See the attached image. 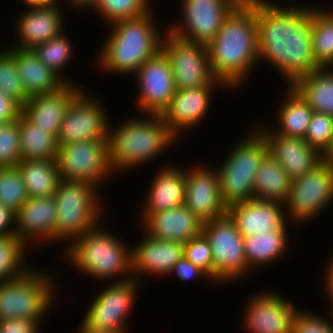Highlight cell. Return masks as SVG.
<instances>
[{
	"instance_id": "6da1fadb",
	"label": "cell",
	"mask_w": 333,
	"mask_h": 333,
	"mask_svg": "<svg viewBox=\"0 0 333 333\" xmlns=\"http://www.w3.org/2000/svg\"><path fill=\"white\" fill-rule=\"evenodd\" d=\"M277 1L257 0L259 61L270 63L291 86L320 69L312 53L311 7H285Z\"/></svg>"
},
{
	"instance_id": "7a4b0ae2",
	"label": "cell",
	"mask_w": 333,
	"mask_h": 333,
	"mask_svg": "<svg viewBox=\"0 0 333 333\" xmlns=\"http://www.w3.org/2000/svg\"><path fill=\"white\" fill-rule=\"evenodd\" d=\"M211 70L227 88L246 84L259 62L257 0H243L206 45Z\"/></svg>"
},
{
	"instance_id": "3957f363",
	"label": "cell",
	"mask_w": 333,
	"mask_h": 333,
	"mask_svg": "<svg viewBox=\"0 0 333 333\" xmlns=\"http://www.w3.org/2000/svg\"><path fill=\"white\" fill-rule=\"evenodd\" d=\"M153 11L109 25L111 31L98 51L96 61L101 70L112 74H135L145 61L161 50L165 32L157 29L158 21H155Z\"/></svg>"
},
{
	"instance_id": "277c9868",
	"label": "cell",
	"mask_w": 333,
	"mask_h": 333,
	"mask_svg": "<svg viewBox=\"0 0 333 333\" xmlns=\"http://www.w3.org/2000/svg\"><path fill=\"white\" fill-rule=\"evenodd\" d=\"M110 123L108 132L109 164L113 173L126 172L150 163L178 140L168 129L160 114ZM147 118V119H146ZM115 127V128H113Z\"/></svg>"
},
{
	"instance_id": "5b68a950",
	"label": "cell",
	"mask_w": 333,
	"mask_h": 333,
	"mask_svg": "<svg viewBox=\"0 0 333 333\" xmlns=\"http://www.w3.org/2000/svg\"><path fill=\"white\" fill-rule=\"evenodd\" d=\"M124 241L103 228V224L97 225L68 243L64 258L77 272L92 279L126 280L133 277L132 248Z\"/></svg>"
},
{
	"instance_id": "8992f818",
	"label": "cell",
	"mask_w": 333,
	"mask_h": 333,
	"mask_svg": "<svg viewBox=\"0 0 333 333\" xmlns=\"http://www.w3.org/2000/svg\"><path fill=\"white\" fill-rule=\"evenodd\" d=\"M98 191L87 182H59L54 194L57 205L54 242L71 243L103 222L104 207Z\"/></svg>"
},
{
	"instance_id": "52a82bcc",
	"label": "cell",
	"mask_w": 333,
	"mask_h": 333,
	"mask_svg": "<svg viewBox=\"0 0 333 333\" xmlns=\"http://www.w3.org/2000/svg\"><path fill=\"white\" fill-rule=\"evenodd\" d=\"M251 129L230 149L218 169L221 197L227 207L254 199L255 175L268 147L262 134Z\"/></svg>"
},
{
	"instance_id": "ba28073f",
	"label": "cell",
	"mask_w": 333,
	"mask_h": 333,
	"mask_svg": "<svg viewBox=\"0 0 333 333\" xmlns=\"http://www.w3.org/2000/svg\"><path fill=\"white\" fill-rule=\"evenodd\" d=\"M36 269L32 266L24 275L0 283V320H44L48 315L59 286L47 270Z\"/></svg>"
},
{
	"instance_id": "9c48e42d",
	"label": "cell",
	"mask_w": 333,
	"mask_h": 333,
	"mask_svg": "<svg viewBox=\"0 0 333 333\" xmlns=\"http://www.w3.org/2000/svg\"><path fill=\"white\" fill-rule=\"evenodd\" d=\"M202 234L209 241L214 262V274L224 282H238L248 277L251 269L245 257L244 240L228 213L202 227Z\"/></svg>"
},
{
	"instance_id": "30bf717a",
	"label": "cell",
	"mask_w": 333,
	"mask_h": 333,
	"mask_svg": "<svg viewBox=\"0 0 333 333\" xmlns=\"http://www.w3.org/2000/svg\"><path fill=\"white\" fill-rule=\"evenodd\" d=\"M161 50L169 59L176 89L204 86L228 89L214 76L205 44L185 41L168 32L166 28Z\"/></svg>"
},
{
	"instance_id": "8fae6325",
	"label": "cell",
	"mask_w": 333,
	"mask_h": 333,
	"mask_svg": "<svg viewBox=\"0 0 333 333\" xmlns=\"http://www.w3.org/2000/svg\"><path fill=\"white\" fill-rule=\"evenodd\" d=\"M57 165L64 181L87 182L96 188L114 173L109 164L108 140L57 145ZM110 175V176H109Z\"/></svg>"
},
{
	"instance_id": "7c38bea8",
	"label": "cell",
	"mask_w": 333,
	"mask_h": 333,
	"mask_svg": "<svg viewBox=\"0 0 333 333\" xmlns=\"http://www.w3.org/2000/svg\"><path fill=\"white\" fill-rule=\"evenodd\" d=\"M332 201V202H331ZM333 203V167L320 162L302 177L291 182L289 197L285 203L287 221L305 223L315 219Z\"/></svg>"
},
{
	"instance_id": "4fadbf2b",
	"label": "cell",
	"mask_w": 333,
	"mask_h": 333,
	"mask_svg": "<svg viewBox=\"0 0 333 333\" xmlns=\"http://www.w3.org/2000/svg\"><path fill=\"white\" fill-rule=\"evenodd\" d=\"M141 284L143 281L140 283L131 277L107 285L90 302L83 323L91 329L128 333L125 320L135 305Z\"/></svg>"
},
{
	"instance_id": "5bb4252c",
	"label": "cell",
	"mask_w": 333,
	"mask_h": 333,
	"mask_svg": "<svg viewBox=\"0 0 333 333\" xmlns=\"http://www.w3.org/2000/svg\"><path fill=\"white\" fill-rule=\"evenodd\" d=\"M243 0H181L183 17L170 24L167 31L185 41L207 45L218 33L225 19ZM172 25V26H171Z\"/></svg>"
},
{
	"instance_id": "9a60e30c",
	"label": "cell",
	"mask_w": 333,
	"mask_h": 333,
	"mask_svg": "<svg viewBox=\"0 0 333 333\" xmlns=\"http://www.w3.org/2000/svg\"><path fill=\"white\" fill-rule=\"evenodd\" d=\"M89 94L84 88L71 101L56 138L57 145L108 140L111 120L105 111L107 109L95 95L93 98V95Z\"/></svg>"
},
{
	"instance_id": "2e32d148",
	"label": "cell",
	"mask_w": 333,
	"mask_h": 333,
	"mask_svg": "<svg viewBox=\"0 0 333 333\" xmlns=\"http://www.w3.org/2000/svg\"><path fill=\"white\" fill-rule=\"evenodd\" d=\"M134 76L140 87L134 102L142 115L145 112L161 115L177 90L169 59L160 50L145 61Z\"/></svg>"
},
{
	"instance_id": "e0dca14e",
	"label": "cell",
	"mask_w": 333,
	"mask_h": 333,
	"mask_svg": "<svg viewBox=\"0 0 333 333\" xmlns=\"http://www.w3.org/2000/svg\"><path fill=\"white\" fill-rule=\"evenodd\" d=\"M184 205L203 224L227 213L228 207L221 197L218 170L203 163L187 168Z\"/></svg>"
},
{
	"instance_id": "ac0fdd59",
	"label": "cell",
	"mask_w": 333,
	"mask_h": 333,
	"mask_svg": "<svg viewBox=\"0 0 333 333\" xmlns=\"http://www.w3.org/2000/svg\"><path fill=\"white\" fill-rule=\"evenodd\" d=\"M257 294L247 302L242 328L248 333H291L296 304L271 290Z\"/></svg>"
},
{
	"instance_id": "d6986e66",
	"label": "cell",
	"mask_w": 333,
	"mask_h": 333,
	"mask_svg": "<svg viewBox=\"0 0 333 333\" xmlns=\"http://www.w3.org/2000/svg\"><path fill=\"white\" fill-rule=\"evenodd\" d=\"M216 86L177 89L166 109L161 113L169 131L177 138L190 128L198 126L210 110L211 97ZM214 88V89H213ZM180 136V138H179Z\"/></svg>"
},
{
	"instance_id": "ffe728a7",
	"label": "cell",
	"mask_w": 333,
	"mask_h": 333,
	"mask_svg": "<svg viewBox=\"0 0 333 333\" xmlns=\"http://www.w3.org/2000/svg\"><path fill=\"white\" fill-rule=\"evenodd\" d=\"M257 127L253 128L264 137L268 153L281 164L291 180L302 177L321 162V154L304 138L281 135L266 125Z\"/></svg>"
},
{
	"instance_id": "44dd1931",
	"label": "cell",
	"mask_w": 333,
	"mask_h": 333,
	"mask_svg": "<svg viewBox=\"0 0 333 333\" xmlns=\"http://www.w3.org/2000/svg\"><path fill=\"white\" fill-rule=\"evenodd\" d=\"M145 235L132 248V275L140 283L146 275L166 278L184 256V243Z\"/></svg>"
},
{
	"instance_id": "7402d4cb",
	"label": "cell",
	"mask_w": 333,
	"mask_h": 333,
	"mask_svg": "<svg viewBox=\"0 0 333 333\" xmlns=\"http://www.w3.org/2000/svg\"><path fill=\"white\" fill-rule=\"evenodd\" d=\"M57 205L54 196L29 197L15 213L16 234L28 246L54 244Z\"/></svg>"
},
{
	"instance_id": "603a6c76",
	"label": "cell",
	"mask_w": 333,
	"mask_h": 333,
	"mask_svg": "<svg viewBox=\"0 0 333 333\" xmlns=\"http://www.w3.org/2000/svg\"><path fill=\"white\" fill-rule=\"evenodd\" d=\"M25 8L16 19L17 41L9 47L33 49L64 31L62 4ZM27 9V10H26ZM17 42V43H16Z\"/></svg>"
},
{
	"instance_id": "cb8c5ba5",
	"label": "cell",
	"mask_w": 333,
	"mask_h": 333,
	"mask_svg": "<svg viewBox=\"0 0 333 333\" xmlns=\"http://www.w3.org/2000/svg\"><path fill=\"white\" fill-rule=\"evenodd\" d=\"M284 208L285 204L281 202L251 199L230 205L227 213L235 222L241 236L248 237L269 230L288 228Z\"/></svg>"
},
{
	"instance_id": "d4e9b609",
	"label": "cell",
	"mask_w": 333,
	"mask_h": 333,
	"mask_svg": "<svg viewBox=\"0 0 333 333\" xmlns=\"http://www.w3.org/2000/svg\"><path fill=\"white\" fill-rule=\"evenodd\" d=\"M140 215L142 232L160 240L186 243L202 234L203 223L185 205Z\"/></svg>"
},
{
	"instance_id": "484cf974",
	"label": "cell",
	"mask_w": 333,
	"mask_h": 333,
	"mask_svg": "<svg viewBox=\"0 0 333 333\" xmlns=\"http://www.w3.org/2000/svg\"><path fill=\"white\" fill-rule=\"evenodd\" d=\"M83 89L77 83L66 84L55 93L30 97L22 106V114L56 139L71 101Z\"/></svg>"
},
{
	"instance_id": "4316f807",
	"label": "cell",
	"mask_w": 333,
	"mask_h": 333,
	"mask_svg": "<svg viewBox=\"0 0 333 333\" xmlns=\"http://www.w3.org/2000/svg\"><path fill=\"white\" fill-rule=\"evenodd\" d=\"M177 167L164 165L158 170L157 175H154L140 214H152L184 205L186 169L181 170Z\"/></svg>"
},
{
	"instance_id": "83f0119b",
	"label": "cell",
	"mask_w": 333,
	"mask_h": 333,
	"mask_svg": "<svg viewBox=\"0 0 333 333\" xmlns=\"http://www.w3.org/2000/svg\"><path fill=\"white\" fill-rule=\"evenodd\" d=\"M6 49L16 59L18 72L27 93V100L37 95L55 93L66 85L37 57L33 49L18 47H6Z\"/></svg>"
},
{
	"instance_id": "f1b7e54d",
	"label": "cell",
	"mask_w": 333,
	"mask_h": 333,
	"mask_svg": "<svg viewBox=\"0 0 333 333\" xmlns=\"http://www.w3.org/2000/svg\"><path fill=\"white\" fill-rule=\"evenodd\" d=\"M288 228L269 230L262 234L243 237L245 257L249 268L254 272L255 268L272 265L278 259L288 253ZM286 252V253H285ZM272 263V264H271Z\"/></svg>"
},
{
	"instance_id": "f546056e",
	"label": "cell",
	"mask_w": 333,
	"mask_h": 333,
	"mask_svg": "<svg viewBox=\"0 0 333 333\" xmlns=\"http://www.w3.org/2000/svg\"><path fill=\"white\" fill-rule=\"evenodd\" d=\"M292 180L269 153L259 163L254 180V199L286 203Z\"/></svg>"
},
{
	"instance_id": "4dcf8cb0",
	"label": "cell",
	"mask_w": 333,
	"mask_h": 333,
	"mask_svg": "<svg viewBox=\"0 0 333 333\" xmlns=\"http://www.w3.org/2000/svg\"><path fill=\"white\" fill-rule=\"evenodd\" d=\"M313 112L333 116V68H320L298 78L291 85Z\"/></svg>"
},
{
	"instance_id": "1f68e13d",
	"label": "cell",
	"mask_w": 333,
	"mask_h": 333,
	"mask_svg": "<svg viewBox=\"0 0 333 333\" xmlns=\"http://www.w3.org/2000/svg\"><path fill=\"white\" fill-rule=\"evenodd\" d=\"M286 87L287 96L284 95L280 103L276 113L277 123L272 129L281 135L304 138L313 110L292 86Z\"/></svg>"
},
{
	"instance_id": "d6a6232c",
	"label": "cell",
	"mask_w": 333,
	"mask_h": 333,
	"mask_svg": "<svg viewBox=\"0 0 333 333\" xmlns=\"http://www.w3.org/2000/svg\"><path fill=\"white\" fill-rule=\"evenodd\" d=\"M17 167L29 197L54 196L62 180L56 159L24 160Z\"/></svg>"
},
{
	"instance_id": "836d02e7",
	"label": "cell",
	"mask_w": 333,
	"mask_h": 333,
	"mask_svg": "<svg viewBox=\"0 0 333 333\" xmlns=\"http://www.w3.org/2000/svg\"><path fill=\"white\" fill-rule=\"evenodd\" d=\"M314 6H311L313 57L320 68H333V9Z\"/></svg>"
},
{
	"instance_id": "e575fe53",
	"label": "cell",
	"mask_w": 333,
	"mask_h": 333,
	"mask_svg": "<svg viewBox=\"0 0 333 333\" xmlns=\"http://www.w3.org/2000/svg\"><path fill=\"white\" fill-rule=\"evenodd\" d=\"M20 161L56 159L57 142L47 130H42L20 114Z\"/></svg>"
},
{
	"instance_id": "d590c367",
	"label": "cell",
	"mask_w": 333,
	"mask_h": 333,
	"mask_svg": "<svg viewBox=\"0 0 333 333\" xmlns=\"http://www.w3.org/2000/svg\"><path fill=\"white\" fill-rule=\"evenodd\" d=\"M27 246L17 234L0 237V283L18 278L32 268L25 262Z\"/></svg>"
},
{
	"instance_id": "8d00e7d4",
	"label": "cell",
	"mask_w": 333,
	"mask_h": 333,
	"mask_svg": "<svg viewBox=\"0 0 333 333\" xmlns=\"http://www.w3.org/2000/svg\"><path fill=\"white\" fill-rule=\"evenodd\" d=\"M66 35L63 31L47 42L35 46L33 50L37 57L66 84H73V81L67 79L65 74L63 75V69L70 62L72 52H74L71 40L68 39L69 35Z\"/></svg>"
},
{
	"instance_id": "74e56055",
	"label": "cell",
	"mask_w": 333,
	"mask_h": 333,
	"mask_svg": "<svg viewBox=\"0 0 333 333\" xmlns=\"http://www.w3.org/2000/svg\"><path fill=\"white\" fill-rule=\"evenodd\" d=\"M150 3L151 0H96L90 9L95 10L110 25L150 12L153 7Z\"/></svg>"
},
{
	"instance_id": "f35d334b",
	"label": "cell",
	"mask_w": 333,
	"mask_h": 333,
	"mask_svg": "<svg viewBox=\"0 0 333 333\" xmlns=\"http://www.w3.org/2000/svg\"><path fill=\"white\" fill-rule=\"evenodd\" d=\"M28 198L18 167L0 168V204L16 213Z\"/></svg>"
},
{
	"instance_id": "ab89813d",
	"label": "cell",
	"mask_w": 333,
	"mask_h": 333,
	"mask_svg": "<svg viewBox=\"0 0 333 333\" xmlns=\"http://www.w3.org/2000/svg\"><path fill=\"white\" fill-rule=\"evenodd\" d=\"M0 90L21 107L27 102V93L18 72L16 59L7 49H0Z\"/></svg>"
},
{
	"instance_id": "60d3db41",
	"label": "cell",
	"mask_w": 333,
	"mask_h": 333,
	"mask_svg": "<svg viewBox=\"0 0 333 333\" xmlns=\"http://www.w3.org/2000/svg\"><path fill=\"white\" fill-rule=\"evenodd\" d=\"M183 255L194 266H197L203 271L210 281L214 282L213 284H223V282L214 274L211 246L203 234L184 243Z\"/></svg>"
},
{
	"instance_id": "b9f144b4",
	"label": "cell",
	"mask_w": 333,
	"mask_h": 333,
	"mask_svg": "<svg viewBox=\"0 0 333 333\" xmlns=\"http://www.w3.org/2000/svg\"><path fill=\"white\" fill-rule=\"evenodd\" d=\"M20 116L0 131V168L16 167L20 162Z\"/></svg>"
},
{
	"instance_id": "7bdbcfd3",
	"label": "cell",
	"mask_w": 333,
	"mask_h": 333,
	"mask_svg": "<svg viewBox=\"0 0 333 333\" xmlns=\"http://www.w3.org/2000/svg\"><path fill=\"white\" fill-rule=\"evenodd\" d=\"M333 136V116L313 112L304 140L320 154L328 147Z\"/></svg>"
},
{
	"instance_id": "ee69618b",
	"label": "cell",
	"mask_w": 333,
	"mask_h": 333,
	"mask_svg": "<svg viewBox=\"0 0 333 333\" xmlns=\"http://www.w3.org/2000/svg\"><path fill=\"white\" fill-rule=\"evenodd\" d=\"M328 320L301 308L294 313L291 333H333V321Z\"/></svg>"
},
{
	"instance_id": "f6af8a7d",
	"label": "cell",
	"mask_w": 333,
	"mask_h": 333,
	"mask_svg": "<svg viewBox=\"0 0 333 333\" xmlns=\"http://www.w3.org/2000/svg\"><path fill=\"white\" fill-rule=\"evenodd\" d=\"M44 320H28L11 318L0 320V333H39V327Z\"/></svg>"
},
{
	"instance_id": "bcb514c9",
	"label": "cell",
	"mask_w": 333,
	"mask_h": 333,
	"mask_svg": "<svg viewBox=\"0 0 333 333\" xmlns=\"http://www.w3.org/2000/svg\"><path fill=\"white\" fill-rule=\"evenodd\" d=\"M174 275L178 277L180 281H191L193 279H208V276L201 271L197 266H194L189 260L184 256L175 264L170 272L169 276Z\"/></svg>"
},
{
	"instance_id": "7dc6e473",
	"label": "cell",
	"mask_w": 333,
	"mask_h": 333,
	"mask_svg": "<svg viewBox=\"0 0 333 333\" xmlns=\"http://www.w3.org/2000/svg\"><path fill=\"white\" fill-rule=\"evenodd\" d=\"M21 113L22 107L0 90V120L10 123L17 120Z\"/></svg>"
},
{
	"instance_id": "c3c4849f",
	"label": "cell",
	"mask_w": 333,
	"mask_h": 333,
	"mask_svg": "<svg viewBox=\"0 0 333 333\" xmlns=\"http://www.w3.org/2000/svg\"><path fill=\"white\" fill-rule=\"evenodd\" d=\"M11 234H16L15 213L0 204V237Z\"/></svg>"
},
{
	"instance_id": "681fc988",
	"label": "cell",
	"mask_w": 333,
	"mask_h": 333,
	"mask_svg": "<svg viewBox=\"0 0 333 333\" xmlns=\"http://www.w3.org/2000/svg\"><path fill=\"white\" fill-rule=\"evenodd\" d=\"M328 266H326L327 267V269H325L324 270V272H325V276H324V282H322L323 283V286H325L324 288H325V292H326V294L325 295H327L328 297L327 298H329V300H330V308H331V310H330V315L331 316H333V255H332V258H330L329 259V262H328Z\"/></svg>"
},
{
	"instance_id": "f907efd6",
	"label": "cell",
	"mask_w": 333,
	"mask_h": 333,
	"mask_svg": "<svg viewBox=\"0 0 333 333\" xmlns=\"http://www.w3.org/2000/svg\"><path fill=\"white\" fill-rule=\"evenodd\" d=\"M67 1L69 6L71 5L72 8L74 7L76 10L79 9L81 11L83 8V10H89L96 0H65V3Z\"/></svg>"
},
{
	"instance_id": "816d5d0a",
	"label": "cell",
	"mask_w": 333,
	"mask_h": 333,
	"mask_svg": "<svg viewBox=\"0 0 333 333\" xmlns=\"http://www.w3.org/2000/svg\"><path fill=\"white\" fill-rule=\"evenodd\" d=\"M59 1V2H58ZM61 0H22L27 6L26 8H34L46 5H55L60 3Z\"/></svg>"
},
{
	"instance_id": "f5cc1de1",
	"label": "cell",
	"mask_w": 333,
	"mask_h": 333,
	"mask_svg": "<svg viewBox=\"0 0 333 333\" xmlns=\"http://www.w3.org/2000/svg\"><path fill=\"white\" fill-rule=\"evenodd\" d=\"M321 161L333 167V136L328 147L321 154Z\"/></svg>"
},
{
	"instance_id": "db71d44e",
	"label": "cell",
	"mask_w": 333,
	"mask_h": 333,
	"mask_svg": "<svg viewBox=\"0 0 333 333\" xmlns=\"http://www.w3.org/2000/svg\"><path fill=\"white\" fill-rule=\"evenodd\" d=\"M80 329H77V333H117V332H111V331H102V330H96L91 329L87 327L83 322L81 323V326H79Z\"/></svg>"
},
{
	"instance_id": "11a10c76",
	"label": "cell",
	"mask_w": 333,
	"mask_h": 333,
	"mask_svg": "<svg viewBox=\"0 0 333 333\" xmlns=\"http://www.w3.org/2000/svg\"><path fill=\"white\" fill-rule=\"evenodd\" d=\"M6 121H1L0 120V131L4 128V126L6 125Z\"/></svg>"
}]
</instances>
